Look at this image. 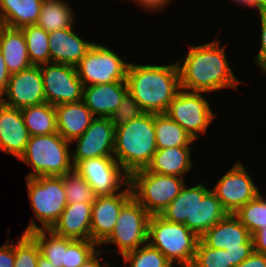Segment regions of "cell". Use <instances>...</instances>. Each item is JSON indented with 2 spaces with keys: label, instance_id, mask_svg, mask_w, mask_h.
Returning <instances> with one entry per match:
<instances>
[{
  "label": "cell",
  "instance_id": "obj_1",
  "mask_svg": "<svg viewBox=\"0 0 266 267\" xmlns=\"http://www.w3.org/2000/svg\"><path fill=\"white\" fill-rule=\"evenodd\" d=\"M220 41L190 46L183 65L177 62L180 88L195 92H211L223 88H237L240 81L231 70L225 55L226 45Z\"/></svg>",
  "mask_w": 266,
  "mask_h": 267
},
{
  "label": "cell",
  "instance_id": "obj_2",
  "mask_svg": "<svg viewBox=\"0 0 266 267\" xmlns=\"http://www.w3.org/2000/svg\"><path fill=\"white\" fill-rule=\"evenodd\" d=\"M128 91L145 113H166L180 88L177 63L170 65H134L129 63Z\"/></svg>",
  "mask_w": 266,
  "mask_h": 267
},
{
  "label": "cell",
  "instance_id": "obj_3",
  "mask_svg": "<svg viewBox=\"0 0 266 267\" xmlns=\"http://www.w3.org/2000/svg\"><path fill=\"white\" fill-rule=\"evenodd\" d=\"M157 151L154 114L143 113L115 128L114 153L117 163L131 175L145 169Z\"/></svg>",
  "mask_w": 266,
  "mask_h": 267
},
{
  "label": "cell",
  "instance_id": "obj_4",
  "mask_svg": "<svg viewBox=\"0 0 266 267\" xmlns=\"http://www.w3.org/2000/svg\"><path fill=\"white\" fill-rule=\"evenodd\" d=\"M199 237L185 224L170 222L160 215L150 216L148 243L158 249L172 264L190 267Z\"/></svg>",
  "mask_w": 266,
  "mask_h": 267
},
{
  "label": "cell",
  "instance_id": "obj_5",
  "mask_svg": "<svg viewBox=\"0 0 266 267\" xmlns=\"http://www.w3.org/2000/svg\"><path fill=\"white\" fill-rule=\"evenodd\" d=\"M69 143L58 132L30 136L26 149L19 158L34 169L26 178L63 176L71 171L74 167Z\"/></svg>",
  "mask_w": 266,
  "mask_h": 267
},
{
  "label": "cell",
  "instance_id": "obj_6",
  "mask_svg": "<svg viewBox=\"0 0 266 267\" xmlns=\"http://www.w3.org/2000/svg\"><path fill=\"white\" fill-rule=\"evenodd\" d=\"M184 176L149 172L146 168L130 175L133 197L152 215L161 212L174 200L185 185Z\"/></svg>",
  "mask_w": 266,
  "mask_h": 267
},
{
  "label": "cell",
  "instance_id": "obj_7",
  "mask_svg": "<svg viewBox=\"0 0 266 267\" xmlns=\"http://www.w3.org/2000/svg\"><path fill=\"white\" fill-rule=\"evenodd\" d=\"M213 249H225L231 267H237L254 252L252 234L232 213H228L199 238Z\"/></svg>",
  "mask_w": 266,
  "mask_h": 267
},
{
  "label": "cell",
  "instance_id": "obj_8",
  "mask_svg": "<svg viewBox=\"0 0 266 267\" xmlns=\"http://www.w3.org/2000/svg\"><path fill=\"white\" fill-rule=\"evenodd\" d=\"M28 196L41 229H50L67 205L61 176L26 178Z\"/></svg>",
  "mask_w": 266,
  "mask_h": 267
},
{
  "label": "cell",
  "instance_id": "obj_9",
  "mask_svg": "<svg viewBox=\"0 0 266 267\" xmlns=\"http://www.w3.org/2000/svg\"><path fill=\"white\" fill-rule=\"evenodd\" d=\"M128 65L110 48L94 43L75 68L87 86L126 81Z\"/></svg>",
  "mask_w": 266,
  "mask_h": 267
},
{
  "label": "cell",
  "instance_id": "obj_10",
  "mask_svg": "<svg viewBox=\"0 0 266 267\" xmlns=\"http://www.w3.org/2000/svg\"><path fill=\"white\" fill-rule=\"evenodd\" d=\"M150 216L132 196L121 208L113 232L102 244L117 245L121 255L140 248L148 242Z\"/></svg>",
  "mask_w": 266,
  "mask_h": 267
},
{
  "label": "cell",
  "instance_id": "obj_11",
  "mask_svg": "<svg viewBox=\"0 0 266 267\" xmlns=\"http://www.w3.org/2000/svg\"><path fill=\"white\" fill-rule=\"evenodd\" d=\"M201 93L203 92L180 89L166 111V114L185 129L194 140L200 136V133H206L215 117Z\"/></svg>",
  "mask_w": 266,
  "mask_h": 267
},
{
  "label": "cell",
  "instance_id": "obj_12",
  "mask_svg": "<svg viewBox=\"0 0 266 267\" xmlns=\"http://www.w3.org/2000/svg\"><path fill=\"white\" fill-rule=\"evenodd\" d=\"M44 95L48 104L57 106L83 100V84L76 68L60 63L40 65Z\"/></svg>",
  "mask_w": 266,
  "mask_h": 267
},
{
  "label": "cell",
  "instance_id": "obj_13",
  "mask_svg": "<svg viewBox=\"0 0 266 267\" xmlns=\"http://www.w3.org/2000/svg\"><path fill=\"white\" fill-rule=\"evenodd\" d=\"M74 169L92 186L96 196L116 194L121 186L130 184V175L114 157L85 159L79 162Z\"/></svg>",
  "mask_w": 266,
  "mask_h": 267
},
{
  "label": "cell",
  "instance_id": "obj_14",
  "mask_svg": "<svg viewBox=\"0 0 266 267\" xmlns=\"http://www.w3.org/2000/svg\"><path fill=\"white\" fill-rule=\"evenodd\" d=\"M212 191L222 207L232 214L260 193L240 161L218 181Z\"/></svg>",
  "mask_w": 266,
  "mask_h": 267
},
{
  "label": "cell",
  "instance_id": "obj_15",
  "mask_svg": "<svg viewBox=\"0 0 266 267\" xmlns=\"http://www.w3.org/2000/svg\"><path fill=\"white\" fill-rule=\"evenodd\" d=\"M4 95L0 102L17 109L46 102L40 66L11 74Z\"/></svg>",
  "mask_w": 266,
  "mask_h": 267
},
{
  "label": "cell",
  "instance_id": "obj_16",
  "mask_svg": "<svg viewBox=\"0 0 266 267\" xmlns=\"http://www.w3.org/2000/svg\"><path fill=\"white\" fill-rule=\"evenodd\" d=\"M114 139L115 127L110 119L95 117L87 130L73 140L77 143L75 152L71 153L73 167L85 159L114 157Z\"/></svg>",
  "mask_w": 266,
  "mask_h": 267
},
{
  "label": "cell",
  "instance_id": "obj_17",
  "mask_svg": "<svg viewBox=\"0 0 266 267\" xmlns=\"http://www.w3.org/2000/svg\"><path fill=\"white\" fill-rule=\"evenodd\" d=\"M132 196L130 184L122 192L96 196L92 204L91 241L102 245L113 232L121 208Z\"/></svg>",
  "mask_w": 266,
  "mask_h": 267
},
{
  "label": "cell",
  "instance_id": "obj_18",
  "mask_svg": "<svg viewBox=\"0 0 266 267\" xmlns=\"http://www.w3.org/2000/svg\"><path fill=\"white\" fill-rule=\"evenodd\" d=\"M29 138L21 109L8 107L0 102V151L19 159Z\"/></svg>",
  "mask_w": 266,
  "mask_h": 267
},
{
  "label": "cell",
  "instance_id": "obj_19",
  "mask_svg": "<svg viewBox=\"0 0 266 267\" xmlns=\"http://www.w3.org/2000/svg\"><path fill=\"white\" fill-rule=\"evenodd\" d=\"M92 204H67L50 230L58 236L73 240H91Z\"/></svg>",
  "mask_w": 266,
  "mask_h": 267
},
{
  "label": "cell",
  "instance_id": "obj_20",
  "mask_svg": "<svg viewBox=\"0 0 266 267\" xmlns=\"http://www.w3.org/2000/svg\"><path fill=\"white\" fill-rule=\"evenodd\" d=\"M94 43L79 37L73 27L49 33L50 63L76 66Z\"/></svg>",
  "mask_w": 266,
  "mask_h": 267
},
{
  "label": "cell",
  "instance_id": "obj_21",
  "mask_svg": "<svg viewBox=\"0 0 266 267\" xmlns=\"http://www.w3.org/2000/svg\"><path fill=\"white\" fill-rule=\"evenodd\" d=\"M127 91V81L84 86L83 101L94 116L109 118Z\"/></svg>",
  "mask_w": 266,
  "mask_h": 267
},
{
  "label": "cell",
  "instance_id": "obj_22",
  "mask_svg": "<svg viewBox=\"0 0 266 267\" xmlns=\"http://www.w3.org/2000/svg\"><path fill=\"white\" fill-rule=\"evenodd\" d=\"M55 112L58 133L70 143L81 136L95 119L83 100L57 105Z\"/></svg>",
  "mask_w": 266,
  "mask_h": 267
},
{
  "label": "cell",
  "instance_id": "obj_23",
  "mask_svg": "<svg viewBox=\"0 0 266 267\" xmlns=\"http://www.w3.org/2000/svg\"><path fill=\"white\" fill-rule=\"evenodd\" d=\"M0 51L10 75L33 66L28 56L25 36L20 28L0 25Z\"/></svg>",
  "mask_w": 266,
  "mask_h": 267
},
{
  "label": "cell",
  "instance_id": "obj_24",
  "mask_svg": "<svg viewBox=\"0 0 266 267\" xmlns=\"http://www.w3.org/2000/svg\"><path fill=\"white\" fill-rule=\"evenodd\" d=\"M208 191L201 182L191 188L184 185L160 216L170 222L183 223L193 232L195 207Z\"/></svg>",
  "mask_w": 266,
  "mask_h": 267
},
{
  "label": "cell",
  "instance_id": "obj_25",
  "mask_svg": "<svg viewBox=\"0 0 266 267\" xmlns=\"http://www.w3.org/2000/svg\"><path fill=\"white\" fill-rule=\"evenodd\" d=\"M190 153V146L157 149L146 169L149 172L181 177L192 168Z\"/></svg>",
  "mask_w": 266,
  "mask_h": 267
},
{
  "label": "cell",
  "instance_id": "obj_26",
  "mask_svg": "<svg viewBox=\"0 0 266 267\" xmlns=\"http://www.w3.org/2000/svg\"><path fill=\"white\" fill-rule=\"evenodd\" d=\"M43 0H0V25L22 28L36 24Z\"/></svg>",
  "mask_w": 266,
  "mask_h": 267
},
{
  "label": "cell",
  "instance_id": "obj_27",
  "mask_svg": "<svg viewBox=\"0 0 266 267\" xmlns=\"http://www.w3.org/2000/svg\"><path fill=\"white\" fill-rule=\"evenodd\" d=\"M23 233H29L35 239L42 256L56 267H63V264H65V251L67 250L66 237L58 236L50 229H41L36 225L34 219ZM47 233L49 236H46Z\"/></svg>",
  "mask_w": 266,
  "mask_h": 267
},
{
  "label": "cell",
  "instance_id": "obj_28",
  "mask_svg": "<svg viewBox=\"0 0 266 267\" xmlns=\"http://www.w3.org/2000/svg\"><path fill=\"white\" fill-rule=\"evenodd\" d=\"M154 129L157 149L189 146L194 138L166 113L154 114Z\"/></svg>",
  "mask_w": 266,
  "mask_h": 267
},
{
  "label": "cell",
  "instance_id": "obj_29",
  "mask_svg": "<svg viewBox=\"0 0 266 267\" xmlns=\"http://www.w3.org/2000/svg\"><path fill=\"white\" fill-rule=\"evenodd\" d=\"M24 124L30 136L58 132L55 106L47 102L21 109Z\"/></svg>",
  "mask_w": 266,
  "mask_h": 267
},
{
  "label": "cell",
  "instance_id": "obj_30",
  "mask_svg": "<svg viewBox=\"0 0 266 267\" xmlns=\"http://www.w3.org/2000/svg\"><path fill=\"white\" fill-rule=\"evenodd\" d=\"M227 214L215 193L209 190L195 207L193 232L200 238Z\"/></svg>",
  "mask_w": 266,
  "mask_h": 267
},
{
  "label": "cell",
  "instance_id": "obj_31",
  "mask_svg": "<svg viewBox=\"0 0 266 267\" xmlns=\"http://www.w3.org/2000/svg\"><path fill=\"white\" fill-rule=\"evenodd\" d=\"M73 12L63 0H43L36 25L46 32L70 28L73 26Z\"/></svg>",
  "mask_w": 266,
  "mask_h": 267
},
{
  "label": "cell",
  "instance_id": "obj_32",
  "mask_svg": "<svg viewBox=\"0 0 266 267\" xmlns=\"http://www.w3.org/2000/svg\"><path fill=\"white\" fill-rule=\"evenodd\" d=\"M20 29L25 36L31 64L40 66L50 63L49 33L36 24L26 25Z\"/></svg>",
  "mask_w": 266,
  "mask_h": 267
},
{
  "label": "cell",
  "instance_id": "obj_33",
  "mask_svg": "<svg viewBox=\"0 0 266 267\" xmlns=\"http://www.w3.org/2000/svg\"><path fill=\"white\" fill-rule=\"evenodd\" d=\"M239 221L253 234L265 228L266 224V200L259 193L254 199L240 207L233 213Z\"/></svg>",
  "mask_w": 266,
  "mask_h": 267
},
{
  "label": "cell",
  "instance_id": "obj_34",
  "mask_svg": "<svg viewBox=\"0 0 266 267\" xmlns=\"http://www.w3.org/2000/svg\"><path fill=\"white\" fill-rule=\"evenodd\" d=\"M67 204L76 202L93 203L96 195L91 185L74 168L63 176Z\"/></svg>",
  "mask_w": 266,
  "mask_h": 267
},
{
  "label": "cell",
  "instance_id": "obj_35",
  "mask_svg": "<svg viewBox=\"0 0 266 267\" xmlns=\"http://www.w3.org/2000/svg\"><path fill=\"white\" fill-rule=\"evenodd\" d=\"M125 264L130 267H172V262L167 259L158 249L148 242L140 249H136L122 255Z\"/></svg>",
  "mask_w": 266,
  "mask_h": 267
},
{
  "label": "cell",
  "instance_id": "obj_36",
  "mask_svg": "<svg viewBox=\"0 0 266 267\" xmlns=\"http://www.w3.org/2000/svg\"><path fill=\"white\" fill-rule=\"evenodd\" d=\"M190 267H231V262L227 250L210 248L199 239Z\"/></svg>",
  "mask_w": 266,
  "mask_h": 267
},
{
  "label": "cell",
  "instance_id": "obj_37",
  "mask_svg": "<svg viewBox=\"0 0 266 267\" xmlns=\"http://www.w3.org/2000/svg\"><path fill=\"white\" fill-rule=\"evenodd\" d=\"M41 254L38 243L29 233H23L15 246L14 267H37Z\"/></svg>",
  "mask_w": 266,
  "mask_h": 267
},
{
  "label": "cell",
  "instance_id": "obj_38",
  "mask_svg": "<svg viewBox=\"0 0 266 267\" xmlns=\"http://www.w3.org/2000/svg\"><path fill=\"white\" fill-rule=\"evenodd\" d=\"M98 246L91 240H73L67 238V250L65 251V264L63 267H80L97 250Z\"/></svg>",
  "mask_w": 266,
  "mask_h": 267
},
{
  "label": "cell",
  "instance_id": "obj_39",
  "mask_svg": "<svg viewBox=\"0 0 266 267\" xmlns=\"http://www.w3.org/2000/svg\"><path fill=\"white\" fill-rule=\"evenodd\" d=\"M143 113L137 101L132 97V94L127 91L122 97L118 108L112 113L109 119L113 126L117 128L139 117Z\"/></svg>",
  "mask_w": 266,
  "mask_h": 267
},
{
  "label": "cell",
  "instance_id": "obj_40",
  "mask_svg": "<svg viewBox=\"0 0 266 267\" xmlns=\"http://www.w3.org/2000/svg\"><path fill=\"white\" fill-rule=\"evenodd\" d=\"M261 18V48L254 60L261 67L260 70L266 73V14H259Z\"/></svg>",
  "mask_w": 266,
  "mask_h": 267
},
{
  "label": "cell",
  "instance_id": "obj_41",
  "mask_svg": "<svg viewBox=\"0 0 266 267\" xmlns=\"http://www.w3.org/2000/svg\"><path fill=\"white\" fill-rule=\"evenodd\" d=\"M15 245L12 241L0 247V267H14Z\"/></svg>",
  "mask_w": 266,
  "mask_h": 267
},
{
  "label": "cell",
  "instance_id": "obj_42",
  "mask_svg": "<svg viewBox=\"0 0 266 267\" xmlns=\"http://www.w3.org/2000/svg\"><path fill=\"white\" fill-rule=\"evenodd\" d=\"M237 267H266V254L253 252Z\"/></svg>",
  "mask_w": 266,
  "mask_h": 267
},
{
  "label": "cell",
  "instance_id": "obj_43",
  "mask_svg": "<svg viewBox=\"0 0 266 267\" xmlns=\"http://www.w3.org/2000/svg\"><path fill=\"white\" fill-rule=\"evenodd\" d=\"M254 251L266 254V227L252 234Z\"/></svg>",
  "mask_w": 266,
  "mask_h": 267
},
{
  "label": "cell",
  "instance_id": "obj_44",
  "mask_svg": "<svg viewBox=\"0 0 266 267\" xmlns=\"http://www.w3.org/2000/svg\"><path fill=\"white\" fill-rule=\"evenodd\" d=\"M9 77L10 73L6 67L5 60L0 51V100L4 97L3 95L6 92Z\"/></svg>",
  "mask_w": 266,
  "mask_h": 267
},
{
  "label": "cell",
  "instance_id": "obj_45",
  "mask_svg": "<svg viewBox=\"0 0 266 267\" xmlns=\"http://www.w3.org/2000/svg\"><path fill=\"white\" fill-rule=\"evenodd\" d=\"M134 1L137 2L140 6L146 8L147 10L151 9L155 11V9L157 10L160 7L161 8L165 7L164 5H168V3L171 0H134Z\"/></svg>",
  "mask_w": 266,
  "mask_h": 267
},
{
  "label": "cell",
  "instance_id": "obj_46",
  "mask_svg": "<svg viewBox=\"0 0 266 267\" xmlns=\"http://www.w3.org/2000/svg\"><path fill=\"white\" fill-rule=\"evenodd\" d=\"M99 249L91 256L89 257L80 267H109L108 263H104L102 266L100 264V259L101 257H99L100 254ZM99 257V258H98ZM106 264V265H105Z\"/></svg>",
  "mask_w": 266,
  "mask_h": 267
},
{
  "label": "cell",
  "instance_id": "obj_47",
  "mask_svg": "<svg viewBox=\"0 0 266 267\" xmlns=\"http://www.w3.org/2000/svg\"><path fill=\"white\" fill-rule=\"evenodd\" d=\"M234 2L247 6V7H255L259 10L260 4L262 3V0H233Z\"/></svg>",
  "mask_w": 266,
  "mask_h": 267
},
{
  "label": "cell",
  "instance_id": "obj_48",
  "mask_svg": "<svg viewBox=\"0 0 266 267\" xmlns=\"http://www.w3.org/2000/svg\"><path fill=\"white\" fill-rule=\"evenodd\" d=\"M37 267H56L41 254L38 257Z\"/></svg>",
  "mask_w": 266,
  "mask_h": 267
},
{
  "label": "cell",
  "instance_id": "obj_49",
  "mask_svg": "<svg viewBox=\"0 0 266 267\" xmlns=\"http://www.w3.org/2000/svg\"><path fill=\"white\" fill-rule=\"evenodd\" d=\"M258 12L259 14H266V0H262Z\"/></svg>",
  "mask_w": 266,
  "mask_h": 267
}]
</instances>
